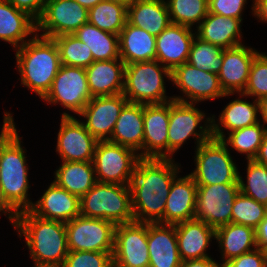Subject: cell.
Masks as SVG:
<instances>
[{"label": "cell", "instance_id": "21", "mask_svg": "<svg viewBox=\"0 0 267 267\" xmlns=\"http://www.w3.org/2000/svg\"><path fill=\"white\" fill-rule=\"evenodd\" d=\"M260 52L246 45L223 49L218 78L225 93H242L246 87L254 58Z\"/></svg>", "mask_w": 267, "mask_h": 267}, {"label": "cell", "instance_id": "3", "mask_svg": "<svg viewBox=\"0 0 267 267\" xmlns=\"http://www.w3.org/2000/svg\"><path fill=\"white\" fill-rule=\"evenodd\" d=\"M14 231L25 239L33 263L63 265L69 249L65 222L48 220L30 210L18 212Z\"/></svg>", "mask_w": 267, "mask_h": 267}, {"label": "cell", "instance_id": "27", "mask_svg": "<svg viewBox=\"0 0 267 267\" xmlns=\"http://www.w3.org/2000/svg\"><path fill=\"white\" fill-rule=\"evenodd\" d=\"M242 20L208 12L196 27V36L222 49L243 45Z\"/></svg>", "mask_w": 267, "mask_h": 267}, {"label": "cell", "instance_id": "9", "mask_svg": "<svg viewBox=\"0 0 267 267\" xmlns=\"http://www.w3.org/2000/svg\"><path fill=\"white\" fill-rule=\"evenodd\" d=\"M91 99L85 68L62 64L50 90L42 98L48 105H61L65 109L61 116L65 117L78 115Z\"/></svg>", "mask_w": 267, "mask_h": 267}, {"label": "cell", "instance_id": "49", "mask_svg": "<svg viewBox=\"0 0 267 267\" xmlns=\"http://www.w3.org/2000/svg\"><path fill=\"white\" fill-rule=\"evenodd\" d=\"M6 216L9 219V222L14 228L18 212L7 202L5 199L2 188L0 187V215Z\"/></svg>", "mask_w": 267, "mask_h": 267}, {"label": "cell", "instance_id": "26", "mask_svg": "<svg viewBox=\"0 0 267 267\" xmlns=\"http://www.w3.org/2000/svg\"><path fill=\"white\" fill-rule=\"evenodd\" d=\"M85 71L92 97L123 93L125 63L121 58L94 61Z\"/></svg>", "mask_w": 267, "mask_h": 267}, {"label": "cell", "instance_id": "2", "mask_svg": "<svg viewBox=\"0 0 267 267\" xmlns=\"http://www.w3.org/2000/svg\"><path fill=\"white\" fill-rule=\"evenodd\" d=\"M14 51L20 85L42 99L50 90L61 66L55 40L35 34Z\"/></svg>", "mask_w": 267, "mask_h": 267}, {"label": "cell", "instance_id": "53", "mask_svg": "<svg viewBox=\"0 0 267 267\" xmlns=\"http://www.w3.org/2000/svg\"><path fill=\"white\" fill-rule=\"evenodd\" d=\"M260 121L267 125V96L262 98L260 101Z\"/></svg>", "mask_w": 267, "mask_h": 267}, {"label": "cell", "instance_id": "8", "mask_svg": "<svg viewBox=\"0 0 267 267\" xmlns=\"http://www.w3.org/2000/svg\"><path fill=\"white\" fill-rule=\"evenodd\" d=\"M194 149L195 168L189 175L197 185L239 183L238 164L222 140L211 137Z\"/></svg>", "mask_w": 267, "mask_h": 267}, {"label": "cell", "instance_id": "35", "mask_svg": "<svg viewBox=\"0 0 267 267\" xmlns=\"http://www.w3.org/2000/svg\"><path fill=\"white\" fill-rule=\"evenodd\" d=\"M88 22L100 30L119 35L127 22V7L113 0H104L88 10Z\"/></svg>", "mask_w": 267, "mask_h": 267}, {"label": "cell", "instance_id": "51", "mask_svg": "<svg viewBox=\"0 0 267 267\" xmlns=\"http://www.w3.org/2000/svg\"><path fill=\"white\" fill-rule=\"evenodd\" d=\"M254 18L261 23H267V0H256L254 2Z\"/></svg>", "mask_w": 267, "mask_h": 267}, {"label": "cell", "instance_id": "41", "mask_svg": "<svg viewBox=\"0 0 267 267\" xmlns=\"http://www.w3.org/2000/svg\"><path fill=\"white\" fill-rule=\"evenodd\" d=\"M267 206L239 192L232 207L231 222L253 227L265 218Z\"/></svg>", "mask_w": 267, "mask_h": 267}, {"label": "cell", "instance_id": "15", "mask_svg": "<svg viewBox=\"0 0 267 267\" xmlns=\"http://www.w3.org/2000/svg\"><path fill=\"white\" fill-rule=\"evenodd\" d=\"M55 152L60 162H92L98 140L76 116H61Z\"/></svg>", "mask_w": 267, "mask_h": 267}, {"label": "cell", "instance_id": "16", "mask_svg": "<svg viewBox=\"0 0 267 267\" xmlns=\"http://www.w3.org/2000/svg\"><path fill=\"white\" fill-rule=\"evenodd\" d=\"M112 260L123 267H149L147 223L116 225Z\"/></svg>", "mask_w": 267, "mask_h": 267}, {"label": "cell", "instance_id": "24", "mask_svg": "<svg viewBox=\"0 0 267 267\" xmlns=\"http://www.w3.org/2000/svg\"><path fill=\"white\" fill-rule=\"evenodd\" d=\"M179 255L182 261L211 257L208 252L215 229L196 219L175 224Z\"/></svg>", "mask_w": 267, "mask_h": 267}, {"label": "cell", "instance_id": "19", "mask_svg": "<svg viewBox=\"0 0 267 267\" xmlns=\"http://www.w3.org/2000/svg\"><path fill=\"white\" fill-rule=\"evenodd\" d=\"M239 96L230 100L219 114H211V134L213 138L222 140L228 133L255 125L260 122V103L253 98L248 101V96L243 93H235ZM226 130V132H225Z\"/></svg>", "mask_w": 267, "mask_h": 267}, {"label": "cell", "instance_id": "18", "mask_svg": "<svg viewBox=\"0 0 267 267\" xmlns=\"http://www.w3.org/2000/svg\"><path fill=\"white\" fill-rule=\"evenodd\" d=\"M170 101L143 104L144 139L142 158L168 159Z\"/></svg>", "mask_w": 267, "mask_h": 267}, {"label": "cell", "instance_id": "22", "mask_svg": "<svg viewBox=\"0 0 267 267\" xmlns=\"http://www.w3.org/2000/svg\"><path fill=\"white\" fill-rule=\"evenodd\" d=\"M29 210L40 218L66 223L80 215V198L52 181Z\"/></svg>", "mask_w": 267, "mask_h": 267}, {"label": "cell", "instance_id": "36", "mask_svg": "<svg viewBox=\"0 0 267 267\" xmlns=\"http://www.w3.org/2000/svg\"><path fill=\"white\" fill-rule=\"evenodd\" d=\"M266 129L267 126L260 121L255 125L228 133L222 141L237 154L245 155V160H253L258 153Z\"/></svg>", "mask_w": 267, "mask_h": 267}, {"label": "cell", "instance_id": "31", "mask_svg": "<svg viewBox=\"0 0 267 267\" xmlns=\"http://www.w3.org/2000/svg\"><path fill=\"white\" fill-rule=\"evenodd\" d=\"M127 22L157 37L171 23L166 0H137L127 7Z\"/></svg>", "mask_w": 267, "mask_h": 267}, {"label": "cell", "instance_id": "57", "mask_svg": "<svg viewBox=\"0 0 267 267\" xmlns=\"http://www.w3.org/2000/svg\"><path fill=\"white\" fill-rule=\"evenodd\" d=\"M109 267H123V266L119 265L118 263L112 260L109 264Z\"/></svg>", "mask_w": 267, "mask_h": 267}, {"label": "cell", "instance_id": "37", "mask_svg": "<svg viewBox=\"0 0 267 267\" xmlns=\"http://www.w3.org/2000/svg\"><path fill=\"white\" fill-rule=\"evenodd\" d=\"M166 3L171 23L193 29L208 13V0H166Z\"/></svg>", "mask_w": 267, "mask_h": 267}, {"label": "cell", "instance_id": "50", "mask_svg": "<svg viewBox=\"0 0 267 267\" xmlns=\"http://www.w3.org/2000/svg\"><path fill=\"white\" fill-rule=\"evenodd\" d=\"M180 267H221V265L214 258L208 257L182 261Z\"/></svg>", "mask_w": 267, "mask_h": 267}, {"label": "cell", "instance_id": "45", "mask_svg": "<svg viewBox=\"0 0 267 267\" xmlns=\"http://www.w3.org/2000/svg\"><path fill=\"white\" fill-rule=\"evenodd\" d=\"M267 261V251L256 248L253 251L234 257L221 267H263Z\"/></svg>", "mask_w": 267, "mask_h": 267}, {"label": "cell", "instance_id": "11", "mask_svg": "<svg viewBox=\"0 0 267 267\" xmlns=\"http://www.w3.org/2000/svg\"><path fill=\"white\" fill-rule=\"evenodd\" d=\"M171 82L181 95H173V100L198 104L213 99L227 98L234 93H225L218 75L202 71L189 63L181 64L171 72Z\"/></svg>", "mask_w": 267, "mask_h": 267}, {"label": "cell", "instance_id": "4", "mask_svg": "<svg viewBox=\"0 0 267 267\" xmlns=\"http://www.w3.org/2000/svg\"><path fill=\"white\" fill-rule=\"evenodd\" d=\"M16 130L0 148V187L7 202L17 211L29 210V167L23 136Z\"/></svg>", "mask_w": 267, "mask_h": 267}, {"label": "cell", "instance_id": "14", "mask_svg": "<svg viewBox=\"0 0 267 267\" xmlns=\"http://www.w3.org/2000/svg\"><path fill=\"white\" fill-rule=\"evenodd\" d=\"M87 22L88 9L75 0H47L41 17L36 21V34L53 39L73 34Z\"/></svg>", "mask_w": 267, "mask_h": 267}, {"label": "cell", "instance_id": "28", "mask_svg": "<svg viewBox=\"0 0 267 267\" xmlns=\"http://www.w3.org/2000/svg\"><path fill=\"white\" fill-rule=\"evenodd\" d=\"M35 34L36 21L32 17L8 0H0V41L8 43L15 50Z\"/></svg>", "mask_w": 267, "mask_h": 267}, {"label": "cell", "instance_id": "1", "mask_svg": "<svg viewBox=\"0 0 267 267\" xmlns=\"http://www.w3.org/2000/svg\"><path fill=\"white\" fill-rule=\"evenodd\" d=\"M181 164L175 159L140 158L129 187L135 221L164 224V209Z\"/></svg>", "mask_w": 267, "mask_h": 267}, {"label": "cell", "instance_id": "54", "mask_svg": "<svg viewBox=\"0 0 267 267\" xmlns=\"http://www.w3.org/2000/svg\"><path fill=\"white\" fill-rule=\"evenodd\" d=\"M78 2L80 5H82L86 9H90L93 6L97 5L98 3L104 1V0H75Z\"/></svg>", "mask_w": 267, "mask_h": 267}, {"label": "cell", "instance_id": "5", "mask_svg": "<svg viewBox=\"0 0 267 267\" xmlns=\"http://www.w3.org/2000/svg\"><path fill=\"white\" fill-rule=\"evenodd\" d=\"M171 71L157 60L125 65L123 95L128 103L162 104L173 100L166 91Z\"/></svg>", "mask_w": 267, "mask_h": 267}, {"label": "cell", "instance_id": "6", "mask_svg": "<svg viewBox=\"0 0 267 267\" xmlns=\"http://www.w3.org/2000/svg\"><path fill=\"white\" fill-rule=\"evenodd\" d=\"M80 215L105 219L115 225L135 221L129 185L96 182L80 198Z\"/></svg>", "mask_w": 267, "mask_h": 267}, {"label": "cell", "instance_id": "20", "mask_svg": "<svg viewBox=\"0 0 267 267\" xmlns=\"http://www.w3.org/2000/svg\"><path fill=\"white\" fill-rule=\"evenodd\" d=\"M195 35L191 27L170 23L156 37V60L172 72L187 62Z\"/></svg>", "mask_w": 267, "mask_h": 267}, {"label": "cell", "instance_id": "7", "mask_svg": "<svg viewBox=\"0 0 267 267\" xmlns=\"http://www.w3.org/2000/svg\"><path fill=\"white\" fill-rule=\"evenodd\" d=\"M200 110L197 104L170 101L168 127V159H174L187 140L195 139V148L211 137V115ZM203 123V124H202Z\"/></svg>", "mask_w": 267, "mask_h": 267}, {"label": "cell", "instance_id": "30", "mask_svg": "<svg viewBox=\"0 0 267 267\" xmlns=\"http://www.w3.org/2000/svg\"><path fill=\"white\" fill-rule=\"evenodd\" d=\"M215 240L219 247L221 266L234 257L258 248L255 229L232 222L215 230Z\"/></svg>", "mask_w": 267, "mask_h": 267}, {"label": "cell", "instance_id": "13", "mask_svg": "<svg viewBox=\"0 0 267 267\" xmlns=\"http://www.w3.org/2000/svg\"><path fill=\"white\" fill-rule=\"evenodd\" d=\"M65 225L69 251L113 252V222L79 215Z\"/></svg>", "mask_w": 267, "mask_h": 267}, {"label": "cell", "instance_id": "32", "mask_svg": "<svg viewBox=\"0 0 267 267\" xmlns=\"http://www.w3.org/2000/svg\"><path fill=\"white\" fill-rule=\"evenodd\" d=\"M119 55L125 65L156 60V37L126 22L119 34Z\"/></svg>", "mask_w": 267, "mask_h": 267}, {"label": "cell", "instance_id": "23", "mask_svg": "<svg viewBox=\"0 0 267 267\" xmlns=\"http://www.w3.org/2000/svg\"><path fill=\"white\" fill-rule=\"evenodd\" d=\"M149 267H180L174 224L147 223Z\"/></svg>", "mask_w": 267, "mask_h": 267}, {"label": "cell", "instance_id": "38", "mask_svg": "<svg viewBox=\"0 0 267 267\" xmlns=\"http://www.w3.org/2000/svg\"><path fill=\"white\" fill-rule=\"evenodd\" d=\"M245 179L238 171L239 190L259 203L267 206V166L247 160Z\"/></svg>", "mask_w": 267, "mask_h": 267}, {"label": "cell", "instance_id": "29", "mask_svg": "<svg viewBox=\"0 0 267 267\" xmlns=\"http://www.w3.org/2000/svg\"><path fill=\"white\" fill-rule=\"evenodd\" d=\"M143 139V104L127 103L120 112L109 141L134 150L142 158Z\"/></svg>", "mask_w": 267, "mask_h": 267}, {"label": "cell", "instance_id": "34", "mask_svg": "<svg viewBox=\"0 0 267 267\" xmlns=\"http://www.w3.org/2000/svg\"><path fill=\"white\" fill-rule=\"evenodd\" d=\"M73 35L86 43L94 61L120 58L119 35L100 30L89 22L83 24Z\"/></svg>", "mask_w": 267, "mask_h": 267}, {"label": "cell", "instance_id": "17", "mask_svg": "<svg viewBox=\"0 0 267 267\" xmlns=\"http://www.w3.org/2000/svg\"><path fill=\"white\" fill-rule=\"evenodd\" d=\"M127 103L123 93L92 97L78 117L84 119L80 121L98 141H107L110 140L120 112Z\"/></svg>", "mask_w": 267, "mask_h": 267}, {"label": "cell", "instance_id": "47", "mask_svg": "<svg viewBox=\"0 0 267 267\" xmlns=\"http://www.w3.org/2000/svg\"><path fill=\"white\" fill-rule=\"evenodd\" d=\"M16 126L13 113L4 110L2 128H0V148L17 130Z\"/></svg>", "mask_w": 267, "mask_h": 267}, {"label": "cell", "instance_id": "10", "mask_svg": "<svg viewBox=\"0 0 267 267\" xmlns=\"http://www.w3.org/2000/svg\"><path fill=\"white\" fill-rule=\"evenodd\" d=\"M139 155L132 149L117 143L98 141L93 156L97 182L129 185Z\"/></svg>", "mask_w": 267, "mask_h": 267}, {"label": "cell", "instance_id": "12", "mask_svg": "<svg viewBox=\"0 0 267 267\" xmlns=\"http://www.w3.org/2000/svg\"><path fill=\"white\" fill-rule=\"evenodd\" d=\"M239 192V183L197 185L194 219L215 230L231 223L232 207Z\"/></svg>", "mask_w": 267, "mask_h": 267}, {"label": "cell", "instance_id": "42", "mask_svg": "<svg viewBox=\"0 0 267 267\" xmlns=\"http://www.w3.org/2000/svg\"><path fill=\"white\" fill-rule=\"evenodd\" d=\"M242 93L258 101L267 96V52L261 51L254 58Z\"/></svg>", "mask_w": 267, "mask_h": 267}, {"label": "cell", "instance_id": "33", "mask_svg": "<svg viewBox=\"0 0 267 267\" xmlns=\"http://www.w3.org/2000/svg\"><path fill=\"white\" fill-rule=\"evenodd\" d=\"M53 181L79 198L97 182L92 162H62L54 171Z\"/></svg>", "mask_w": 267, "mask_h": 267}, {"label": "cell", "instance_id": "43", "mask_svg": "<svg viewBox=\"0 0 267 267\" xmlns=\"http://www.w3.org/2000/svg\"><path fill=\"white\" fill-rule=\"evenodd\" d=\"M113 252L69 251L63 267H109Z\"/></svg>", "mask_w": 267, "mask_h": 267}, {"label": "cell", "instance_id": "39", "mask_svg": "<svg viewBox=\"0 0 267 267\" xmlns=\"http://www.w3.org/2000/svg\"><path fill=\"white\" fill-rule=\"evenodd\" d=\"M58 46L62 65L87 68L93 62V56L86 45L73 34L53 38Z\"/></svg>", "mask_w": 267, "mask_h": 267}, {"label": "cell", "instance_id": "40", "mask_svg": "<svg viewBox=\"0 0 267 267\" xmlns=\"http://www.w3.org/2000/svg\"><path fill=\"white\" fill-rule=\"evenodd\" d=\"M223 61V49L212 43L201 40L196 35L190 47L187 63L202 71L218 75Z\"/></svg>", "mask_w": 267, "mask_h": 267}, {"label": "cell", "instance_id": "56", "mask_svg": "<svg viewBox=\"0 0 267 267\" xmlns=\"http://www.w3.org/2000/svg\"><path fill=\"white\" fill-rule=\"evenodd\" d=\"M115 2H119L124 4L126 7L130 6L131 4L135 3L137 0H113Z\"/></svg>", "mask_w": 267, "mask_h": 267}, {"label": "cell", "instance_id": "58", "mask_svg": "<svg viewBox=\"0 0 267 267\" xmlns=\"http://www.w3.org/2000/svg\"><path fill=\"white\" fill-rule=\"evenodd\" d=\"M256 0H252V5H251V10H252V12H250V13H252L251 15L253 16L254 15V2H255Z\"/></svg>", "mask_w": 267, "mask_h": 267}, {"label": "cell", "instance_id": "46", "mask_svg": "<svg viewBox=\"0 0 267 267\" xmlns=\"http://www.w3.org/2000/svg\"><path fill=\"white\" fill-rule=\"evenodd\" d=\"M17 9L26 12L30 17L37 21L44 10L47 0H8Z\"/></svg>", "mask_w": 267, "mask_h": 267}, {"label": "cell", "instance_id": "52", "mask_svg": "<svg viewBox=\"0 0 267 267\" xmlns=\"http://www.w3.org/2000/svg\"><path fill=\"white\" fill-rule=\"evenodd\" d=\"M254 160L267 166V129L263 135L262 143Z\"/></svg>", "mask_w": 267, "mask_h": 267}, {"label": "cell", "instance_id": "44", "mask_svg": "<svg viewBox=\"0 0 267 267\" xmlns=\"http://www.w3.org/2000/svg\"><path fill=\"white\" fill-rule=\"evenodd\" d=\"M248 0H208V12L243 19V12L246 9Z\"/></svg>", "mask_w": 267, "mask_h": 267}, {"label": "cell", "instance_id": "55", "mask_svg": "<svg viewBox=\"0 0 267 267\" xmlns=\"http://www.w3.org/2000/svg\"><path fill=\"white\" fill-rule=\"evenodd\" d=\"M33 267H63V265L56 264H41V263H33Z\"/></svg>", "mask_w": 267, "mask_h": 267}, {"label": "cell", "instance_id": "48", "mask_svg": "<svg viewBox=\"0 0 267 267\" xmlns=\"http://www.w3.org/2000/svg\"><path fill=\"white\" fill-rule=\"evenodd\" d=\"M256 243L259 249L267 251V211L265 218L255 228Z\"/></svg>", "mask_w": 267, "mask_h": 267}, {"label": "cell", "instance_id": "25", "mask_svg": "<svg viewBox=\"0 0 267 267\" xmlns=\"http://www.w3.org/2000/svg\"><path fill=\"white\" fill-rule=\"evenodd\" d=\"M197 184L187 174L172 182L164 209V224H177L194 219Z\"/></svg>", "mask_w": 267, "mask_h": 267}]
</instances>
